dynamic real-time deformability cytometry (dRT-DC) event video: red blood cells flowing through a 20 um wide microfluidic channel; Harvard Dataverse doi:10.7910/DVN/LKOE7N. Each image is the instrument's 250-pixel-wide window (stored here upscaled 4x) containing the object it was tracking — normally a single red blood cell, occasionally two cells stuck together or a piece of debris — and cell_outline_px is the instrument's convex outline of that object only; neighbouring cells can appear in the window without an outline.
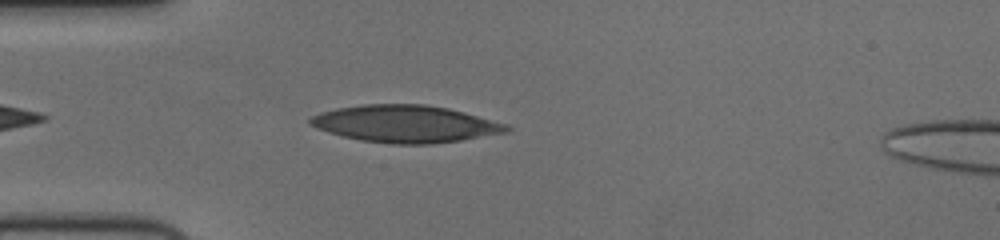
{"species": "human", "species_latin": "Homo sapiens", "temperature_condition": "cold", "stored_images_in_passage": 34, "camera_frame_rate_fps": 3000, "um_per_image_px": 0.085, "donor": {"sex": "female"}, "frame": {"image": 1, "passage_image": 3, "time_ms": 0.667, "image_size_px": [1000, 240], "cell_outline_px": [[512, 128], [504, 132], [460, 140], [428, 144], [392, 144], [364, 140], [344, 136], [308, 124], [308, 120], [312, 116], [336, 108], [364, 104], [424, 104], [448, 108], [464, 112], [508, 124]], "centroid_in_image_um": [34.48, 10.51], "position_along_channel_um": 50.5, "area_um2": 41.91}}
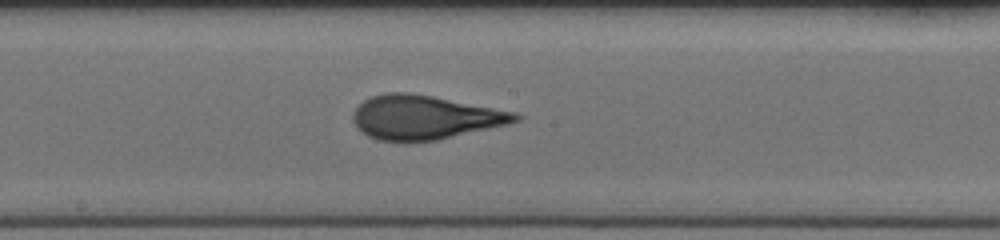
{"frame": {"image": 2, "passage_image": 17, "time_ms": 5.333, "image_size_px": [1000, 240], "cell_outline_px": [[520, 120], [508, 124], [436, 140], [380, 140], [368, 136], [356, 128], [352, 120], [352, 116], [356, 108], [364, 100], [372, 96], [384, 92], [408, 92], [432, 96], [516, 112], [520, 116]], "centroid_in_image_um": [36.07, 9.96], "position_along_channel_um": 212.1, "area_um2": 41.15}}
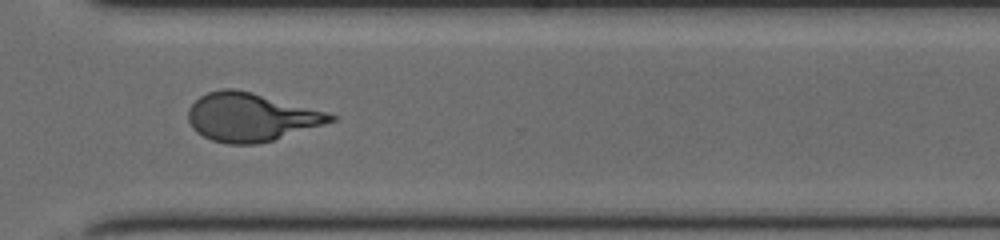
{"frame": {"image": 3, "passage_image": 28, "time_ms": 9.0, "image_size_px": [1000, 240], "cell_outline_px": [[336, 120], [324, 124], [272, 140], [256, 144], [228, 144], [212, 140], [196, 132], [192, 128], [188, 120], [188, 108], [200, 96], [208, 92], [224, 88], [236, 88], [252, 92], [324, 112], [336, 116]], "centroid_in_image_um": [21.26, 9.95], "position_along_channel_um": 349.3, "area_um2": 39.54}, "authors_computed_cell_mechanics": {"area_um2": 40.6334, "velocity_mm_per_s": 3.7386, "shape_relaxation_time_tau1_ms": 5.2014, "shape_relaxation_time_tau2_ms": 1.0654, "deformation_change_tau1": 0.2226, "deformation_change_tau2": 0.0923}}